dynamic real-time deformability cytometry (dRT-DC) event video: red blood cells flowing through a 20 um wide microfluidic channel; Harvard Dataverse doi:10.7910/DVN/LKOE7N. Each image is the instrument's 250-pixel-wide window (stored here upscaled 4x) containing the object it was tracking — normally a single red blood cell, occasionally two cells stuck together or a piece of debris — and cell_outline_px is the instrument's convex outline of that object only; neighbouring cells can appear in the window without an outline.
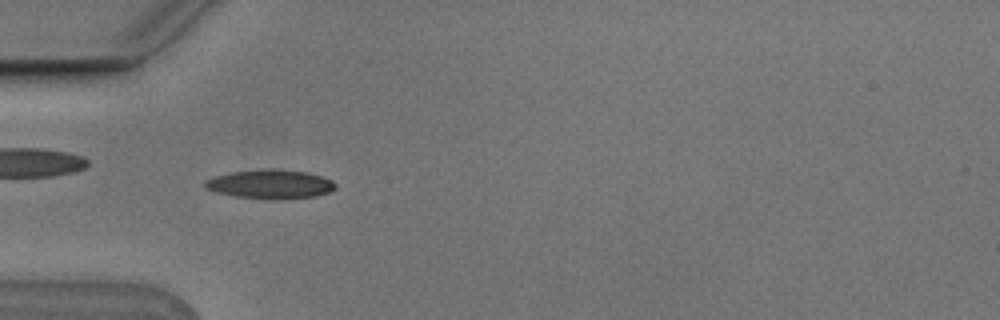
{"species": "Egyptian fruit bat (a non-hibernating species)", "species_latin": "Rousettus aegyptiacus", "temperature_condition": "cold", "stored_images_in_passage": 8, "camera_frame_rate_fps": 3000, "um_per_image_px": 0.085, "animal": {"sex": "male"}, "frame": {"image": 1, "passage_image": 5, "time_ms": 1.333, "image_size_px": [1000, 320], "cell_outline_px": [[336, 188], [328, 192], [316, 196], [280, 200], [264, 200], [236, 196], [216, 192], [204, 188], [204, 184], [208, 180], [216, 176], [232, 172], [272, 168], [304, 172], [320, 176], [332, 180], [336, 184]], "centroid_in_image_um": [22.99, 15.67], "position_along_channel_um": 62.0, "area_um2": 22.08}}
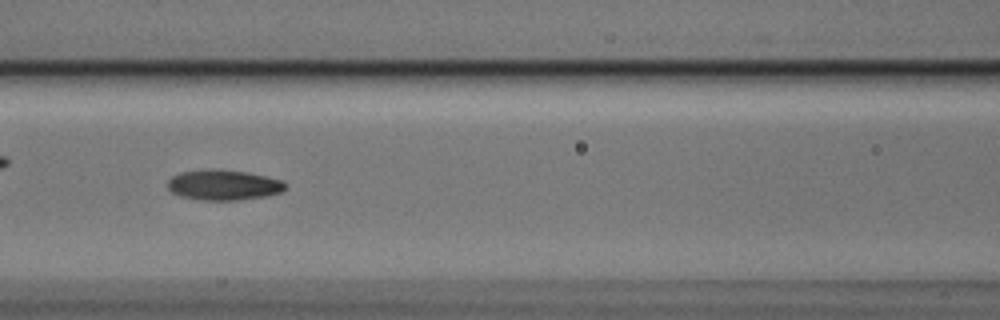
{"frame": {"image": 2, "passage_image": 7, "time_ms": 2.0, "image_size_px": [1000, 320], "cell_outline_px": [[288, 188], [280, 192], [268, 196], [240, 200], [200, 200], [180, 196], [172, 192], [168, 188], [168, 180], [172, 176], [180, 172], [212, 168], [248, 172], [284, 180]], "centroid_in_image_um": [19.03, 15.72], "position_along_channel_um": 147.6, "area_um2": 21.15}}
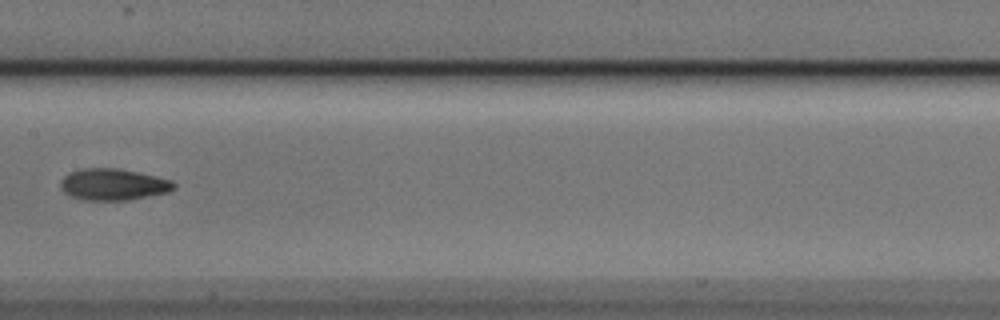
{"frame": {"image": 3, "passage_image": 8, "time_ms": 2.333, "image_size_px": [1000, 320], "cell_outline_px": [[176, 184], [168, 192], [128, 200], [80, 200], [68, 196], [60, 188], [60, 180], [68, 172], [80, 168], [116, 168], [156, 176], [172, 180]], "centroid_in_image_um": [9.55, 15.68], "position_along_channel_um": 197.9, "area_um2": 20.98}}